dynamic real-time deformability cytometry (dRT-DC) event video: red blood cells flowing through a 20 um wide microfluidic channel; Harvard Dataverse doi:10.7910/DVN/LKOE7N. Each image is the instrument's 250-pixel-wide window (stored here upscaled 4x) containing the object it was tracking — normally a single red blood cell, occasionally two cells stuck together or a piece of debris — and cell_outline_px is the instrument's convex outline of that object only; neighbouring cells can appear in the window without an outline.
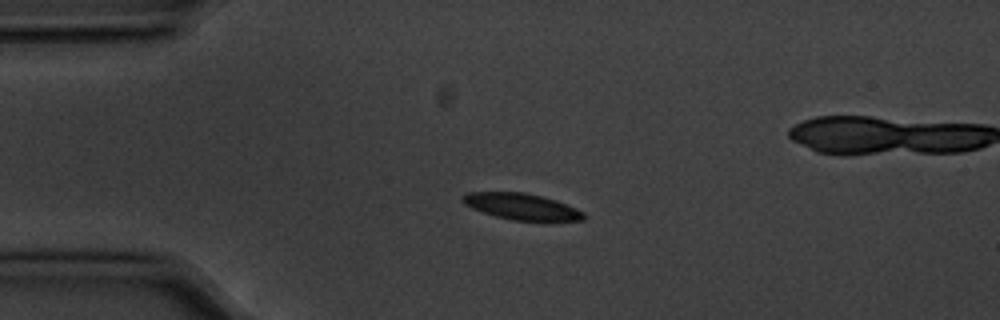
{"species": "common noctule bat (a hibernating species)", "species_latin": "Nyctalus noctula", "temperature_condition": "cold", "stored_images_in_passage": 15, "camera_frame_rate_fps": 3000, "um_per_image_px": 0.085, "animal": {"sex": "male", "body_mass_g": 20.1, "forearm_length_mm": 53.5}, "frame": {"image": 1, "passage_image": 3, "time_ms": 0.667, "image_size_px": [1000, 320], "cell_outline_px": [[588, 216], [584, 220], [548, 224], [512, 220], [496, 216], [472, 208], [464, 204], [460, 200], [460, 196], [468, 192], [524, 192], [556, 200], [576, 208], [584, 212]], "centroid_in_image_um": [44.44, 17.61], "position_along_channel_um": 40.6, "area_um2": 19.48}}
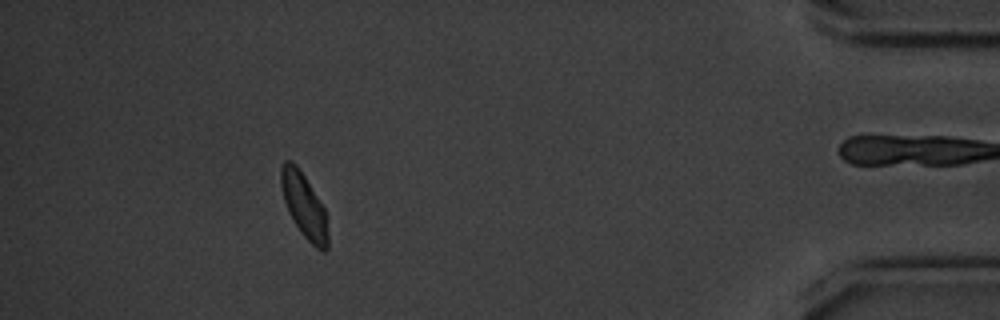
{"frame": {"image": 2, "passage_image": 13, "time_ms": 4.0, "image_size_px": [1000, 320], "cell_outline_px": [[328, 248], [324, 252], [316, 248], [304, 236], [292, 220], [288, 212], [284, 200], [280, 184], [280, 168], [284, 160], [288, 160], [296, 164], [304, 176], [324, 208], [328, 216]], "centroid_in_image_um": [25.85, 17.49], "position_along_channel_um": 409.3, "area_um2": 17.74}}